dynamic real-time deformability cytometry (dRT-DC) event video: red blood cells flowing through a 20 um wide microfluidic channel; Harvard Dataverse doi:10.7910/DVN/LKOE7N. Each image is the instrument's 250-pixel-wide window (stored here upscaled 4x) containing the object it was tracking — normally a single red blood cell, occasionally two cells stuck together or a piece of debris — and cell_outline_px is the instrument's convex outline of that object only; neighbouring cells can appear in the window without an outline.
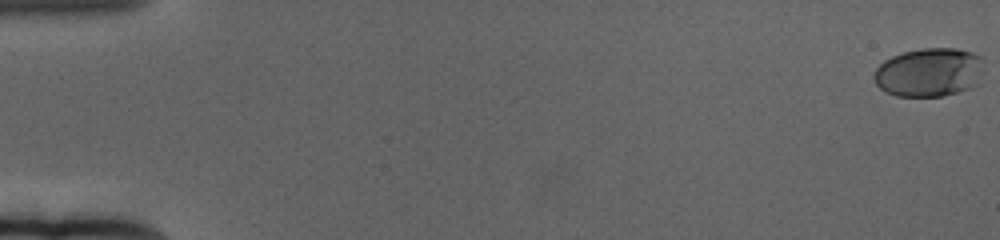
{"species": "human", "species_latin": "Homo sapiens", "temperature_condition": "cold", "stored_images_in_passage": 61, "camera_frame_rate_fps": 3000, "um_per_image_px": 0.085, "donor": {"sex": "female"}, "frame": {"image": 1, "passage_image": 1, "time_ms": 0.0, "image_size_px": [1000, 240], "cell_outline_px": [[980, 84], [972, 88], [940, 96], [896, 96], [884, 92], [876, 84], [872, 76], [876, 68], [884, 60], [892, 56], [904, 52], [924, 48], [956, 48], [972, 52], [980, 56]], "centroid_in_image_um": [78.94, 6.15], "position_along_channel_um": 6.1, "area_um2": 31.27}}
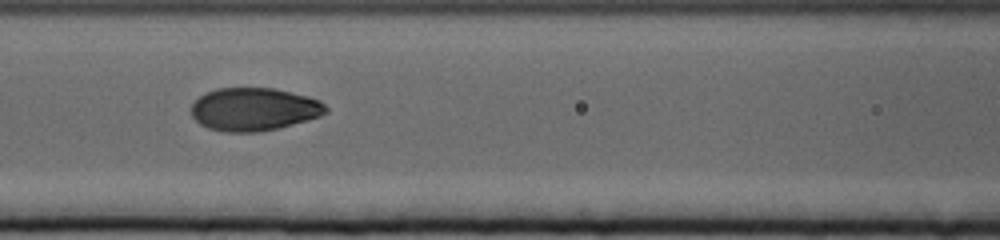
{"frame": {"image": 2, "passage_image": 29, "time_ms": 9.333, "image_size_px": [1000, 240], "cell_outline_px": [[328, 112], [320, 116], [292, 124], [276, 128], [256, 132], [224, 132], [208, 128], [200, 124], [192, 116], [192, 104], [200, 96], [216, 88], [276, 88], [308, 96], [320, 100], [328, 108]], "centroid_in_image_um": [21.6, 9.28], "position_along_channel_um": 145.0, "area_um2": 33.64}}
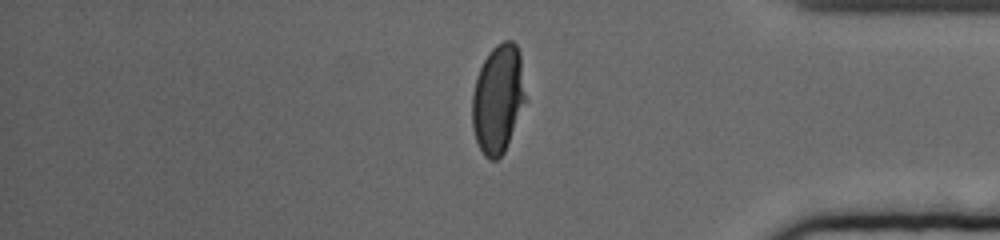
{"frame": {"image": 3, "passage_image": 53, "time_ms": 17.333, "image_size_px": [1000, 240], "cell_outline_px": [[528, 100], [504, 152], [496, 160], [488, 160], [484, 156], [476, 140], [472, 128], [472, 92], [476, 76], [488, 52], [496, 44], [504, 40], [512, 40], [516, 44], [520, 52]], "centroid_in_image_um": [42.36, 8.39], "position_along_channel_um": 392.8, "area_um2": 34.62}, "authors_computed_cell_mechanics": {"area_um2": 34.0442, "velocity_mm_per_s": 3.3548, "shape_relaxation_time_tau1_ms": 4.1317, "shape_relaxation_time_tau2_ms": null, "deformation_change_tau1": 0.1768, "deformation_change_tau2": null}}